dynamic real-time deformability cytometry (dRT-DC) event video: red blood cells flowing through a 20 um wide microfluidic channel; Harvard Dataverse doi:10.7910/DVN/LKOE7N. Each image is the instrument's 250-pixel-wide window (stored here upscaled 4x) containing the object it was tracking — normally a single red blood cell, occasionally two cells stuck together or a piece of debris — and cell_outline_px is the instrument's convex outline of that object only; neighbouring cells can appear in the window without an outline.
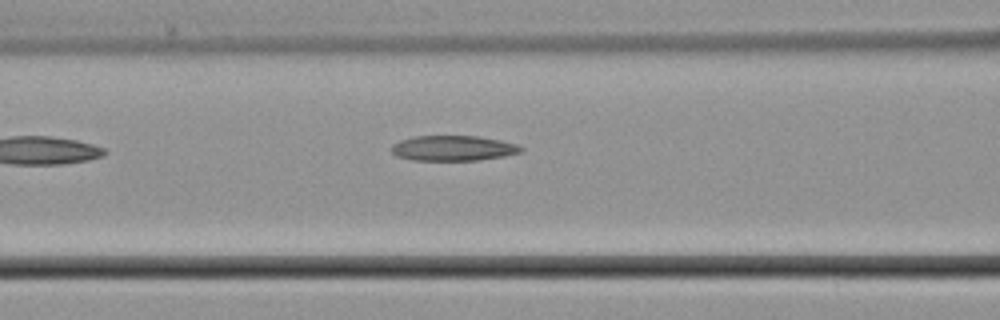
{"species": "common noctule bat (a hibernating species)", "species_latin": "Nyctalus noctula", "temperature_condition": "cold", "stored_images_in_passage": 6, "camera_frame_rate_fps": 3000, "um_per_image_px": 0.085, "animal": {"sex": "male", "body_mass_g": 21.5, "forearm_length_mm": 52.0}, "frame": {"image": 1, "passage_image": 6, "time_ms": 7.0, "image_size_px": [1000, 320], "cell_outline_px": [[524, 148], [520, 152], [504, 156], [476, 160], [412, 160], [396, 156], [392, 152], [392, 144], [400, 140], [416, 136], [480, 136], [520, 144]], "centroid_in_image_um": [38.54, 12.59], "position_along_channel_um": 128.1, "area_um2": 19.07}}